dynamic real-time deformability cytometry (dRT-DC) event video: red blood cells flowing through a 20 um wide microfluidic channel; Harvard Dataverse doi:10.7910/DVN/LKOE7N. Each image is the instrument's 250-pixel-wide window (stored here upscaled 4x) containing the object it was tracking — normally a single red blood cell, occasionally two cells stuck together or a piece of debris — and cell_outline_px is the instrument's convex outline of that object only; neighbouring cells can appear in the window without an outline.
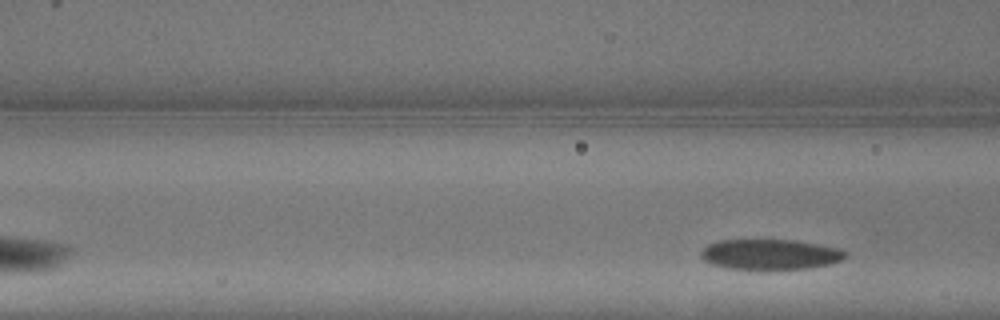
{"species": "common noctule bat (a hibernating species)", "species_latin": "Nyctalus noctula", "temperature_condition": "warm", "stored_images_in_passage": 5, "segment_of_instrument_passage": [2, 2], "camera_frame_rate_fps": 3000, "um_per_image_px": 0.085, "animal": {"sex": "male", "body_mass_g": 13.3}, "frame": {"image": 1, "passage_image": 5, "time_ms": 1.333, "image_size_px": [1000, 320], "cell_outline_px": [[848, 256], [840, 260], [828, 264], [808, 268], [728, 268], [712, 264], [704, 260], [700, 256], [700, 252], [708, 244], [720, 240], [792, 240], [840, 248], [848, 252]], "centroid_in_image_um": [65.47, 21.6], "position_along_channel_um": 101.1, "area_um2": 25.09}}